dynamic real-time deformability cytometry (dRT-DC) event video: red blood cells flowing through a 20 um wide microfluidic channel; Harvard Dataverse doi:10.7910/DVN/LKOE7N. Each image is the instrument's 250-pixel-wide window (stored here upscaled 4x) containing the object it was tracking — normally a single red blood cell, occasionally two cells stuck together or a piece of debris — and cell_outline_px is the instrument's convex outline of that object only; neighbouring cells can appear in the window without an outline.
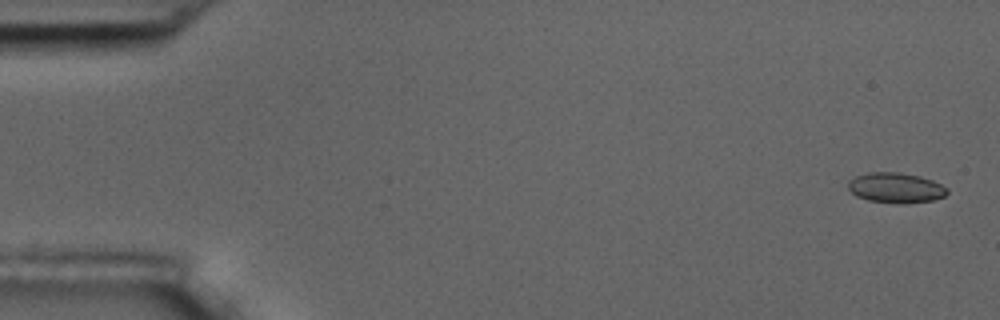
{"species": "common noctule bat (a hibernating species)", "species_latin": "Nyctalus noctula", "temperature_condition": "room temperature", "stored_images_in_passage": 6, "segment_of_instrument_passage": [1, 2], "camera_frame_rate_fps": 3000, "um_per_image_px": 0.085, "animal": {"sex": "male", "body_mass_g": 17.5, "forearm_length_mm": 52.3}, "frame": {"image": 1, "passage_image": 1, "time_ms": 0.0, "image_size_px": [1000, 320], "cell_outline_px": [[948, 192], [944, 196], [932, 200], [868, 200], [856, 196], [848, 188], [848, 180], [856, 176], [868, 172], [900, 172], [920, 176], [932, 180], [948, 188]], "centroid_in_image_um": [76.11, 15.89], "position_along_channel_um": 8.9, "area_um2": 16.53}}